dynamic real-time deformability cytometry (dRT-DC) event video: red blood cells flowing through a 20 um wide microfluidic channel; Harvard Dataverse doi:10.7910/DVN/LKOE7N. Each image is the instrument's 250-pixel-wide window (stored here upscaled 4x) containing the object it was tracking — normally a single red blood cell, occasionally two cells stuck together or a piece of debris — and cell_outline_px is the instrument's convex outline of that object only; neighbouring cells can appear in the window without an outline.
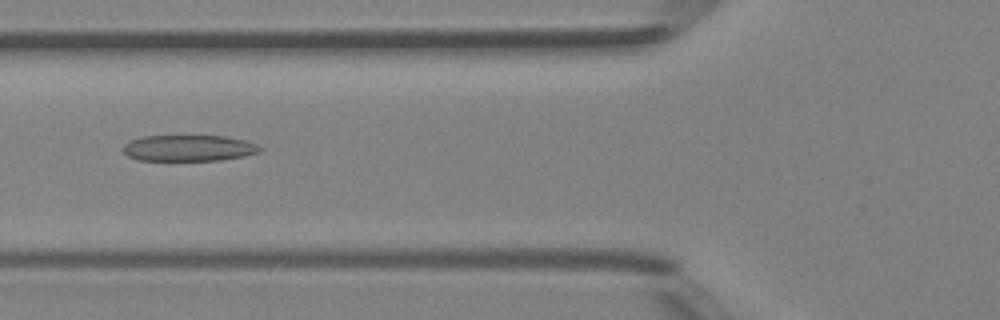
{"species": "Egyptian fruit bat (a non-hibernating species)", "species_latin": "Rousettus aegyptiacus", "temperature_condition": "room temperature", "stored_images_in_passage": 42, "camera_frame_rate_fps": 3000, "um_per_image_px": 0.085, "animal": {"sex": "female"}, "frame": {"image": 1, "passage_image": 12, "time_ms": 3.667, "image_size_px": [1000, 320], "cell_outline_px": [[264, 148], [260, 152], [244, 156], [220, 160], [136, 160], [128, 156], [120, 148], [124, 144], [140, 136], [224, 136], [244, 140], [256, 144]], "centroid_in_image_um": [16.02, 12.59], "position_along_channel_um": 109.8, "area_um2": 20.92}}
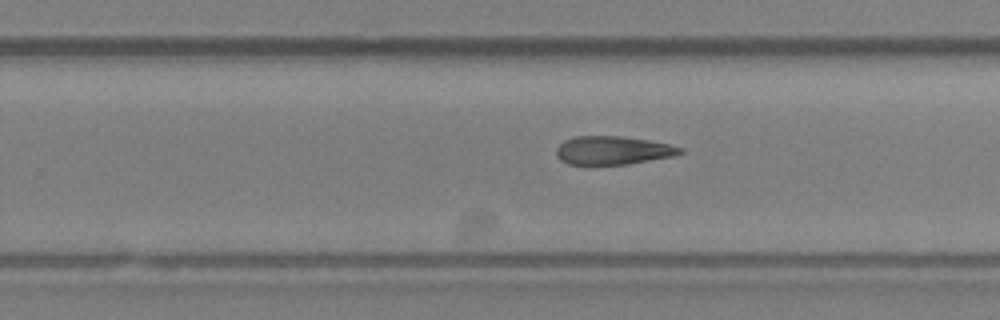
{"frame": {"image": 2, "passage_image": 24, "time_ms": 7.667, "image_size_px": [1000, 320], "cell_outline_px": [[684, 152], [672, 156], [628, 164], [568, 164], [560, 160], [556, 156], [556, 148], [564, 140], [576, 136], [620, 136], [648, 140], [668, 144], [684, 148]], "centroid_in_image_um": [52.07, 12.78], "position_along_channel_um": 277.7, "area_um2": 20.4}}
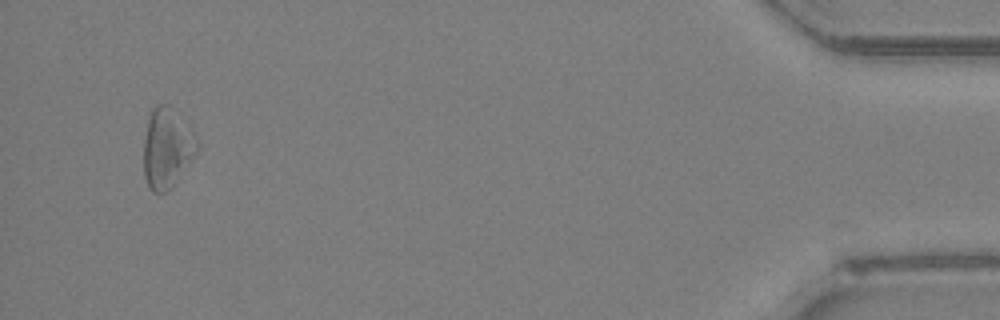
{"frame": {"image": 3, "passage_image": 40, "time_ms": 13.0, "image_size_px": [1000, 320], "cell_outline_px": [[200, 144], [196, 152], [168, 192], [152, 192], [148, 188], [144, 176], [144, 140], [148, 120], [152, 108], [156, 104], [168, 104], [192, 132]], "centroid_in_image_um": [14.16, 12.61], "position_along_channel_um": 421.0, "area_um2": 24.45}}